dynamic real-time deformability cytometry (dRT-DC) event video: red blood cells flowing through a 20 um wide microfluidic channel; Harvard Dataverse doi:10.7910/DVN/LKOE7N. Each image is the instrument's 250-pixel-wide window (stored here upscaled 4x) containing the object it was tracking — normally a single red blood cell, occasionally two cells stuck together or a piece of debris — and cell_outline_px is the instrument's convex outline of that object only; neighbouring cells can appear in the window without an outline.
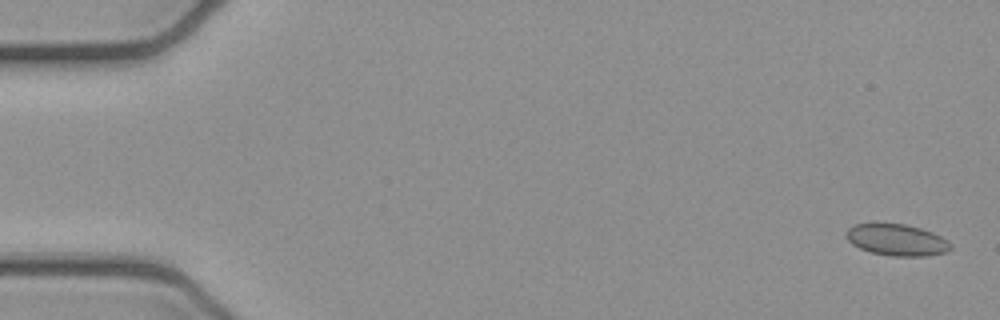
{"species": "common noctule bat (a hibernating species)", "species_latin": "Nyctalus noctula", "temperature_condition": "cold", "stored_images_in_passage": 5, "camera_frame_rate_fps": 3000, "um_per_image_px": 0.085, "animal": {"sex": "female", "body_mass_g": 21.9}, "frame": {"image": 1, "passage_image": 1, "time_ms": 0.0, "image_size_px": [1000, 320], "cell_outline_px": [[952, 248], [948, 252], [928, 256], [892, 256], [872, 252], [860, 248], [852, 244], [844, 236], [844, 232], [852, 224], [876, 220], [904, 224], [920, 228], [932, 232], [948, 240], [952, 244]], "centroid_in_image_um": [76.17, 20.34], "position_along_channel_um": 8.8, "area_um2": 20.06}}
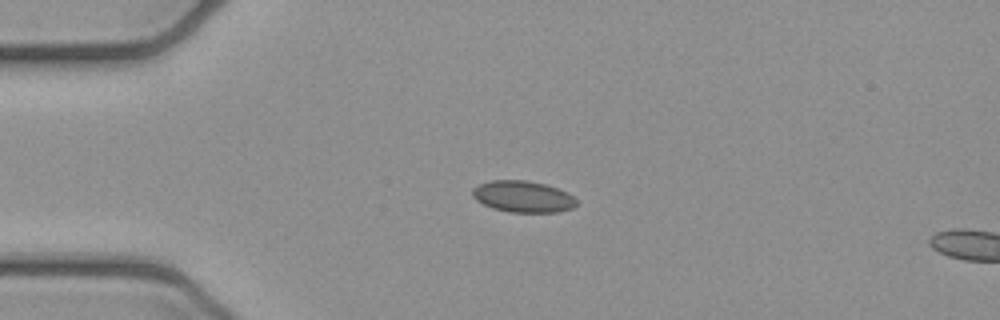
{"frame": {"image": 2, "passage_image": 4, "time_ms": 1.0, "image_size_px": [1000, 320], "cell_outline_px": [[576, 204], [572, 208], [560, 212], [508, 212], [492, 208], [476, 200], [472, 196], [472, 188], [480, 184], [492, 180], [528, 180], [544, 184], [568, 192], [576, 200]], "centroid_in_image_um": [44.44, 16.71], "position_along_channel_um": 40.6, "area_um2": 19.07}}